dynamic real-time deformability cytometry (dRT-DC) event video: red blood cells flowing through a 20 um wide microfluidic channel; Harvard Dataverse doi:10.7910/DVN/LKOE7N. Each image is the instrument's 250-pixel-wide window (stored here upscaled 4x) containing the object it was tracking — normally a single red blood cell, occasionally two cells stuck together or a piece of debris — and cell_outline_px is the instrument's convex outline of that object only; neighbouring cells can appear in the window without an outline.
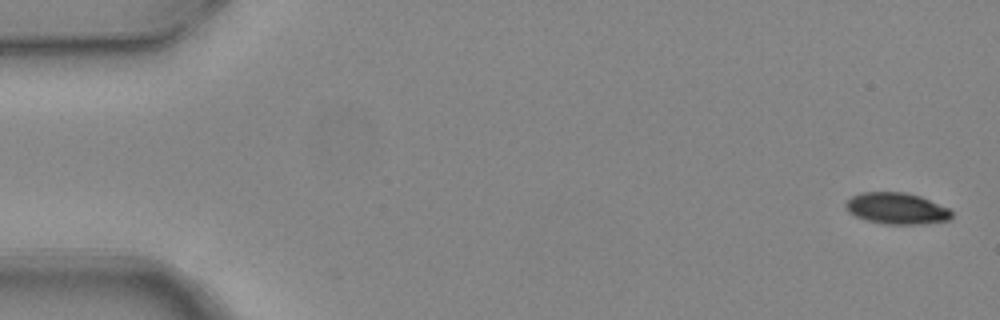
{"species": "common noctule bat (a hibernating species)", "species_latin": "Nyctalus noctula", "temperature_condition": "warm", "stored_images_in_passage": 2, "camera_frame_rate_fps": 3000, "um_per_image_px": 0.085, "animal": {"sex": "female", "body_mass_g": 24.6, "forearm_length_mm": 56.2}, "frame": {"image": 1, "passage_image": 2, "time_ms": 0.333, "image_size_px": [1000, 320], "cell_outline_px": [[952, 216], [948, 220], [924, 224], [884, 224], [868, 220], [856, 216], [848, 212], [844, 204], [852, 196], [860, 192], [904, 192], [920, 196], [948, 208], [952, 212]], "centroid_in_image_um": [76.2, 17.71], "position_along_channel_um": 8.8, "area_um2": 19.31}}